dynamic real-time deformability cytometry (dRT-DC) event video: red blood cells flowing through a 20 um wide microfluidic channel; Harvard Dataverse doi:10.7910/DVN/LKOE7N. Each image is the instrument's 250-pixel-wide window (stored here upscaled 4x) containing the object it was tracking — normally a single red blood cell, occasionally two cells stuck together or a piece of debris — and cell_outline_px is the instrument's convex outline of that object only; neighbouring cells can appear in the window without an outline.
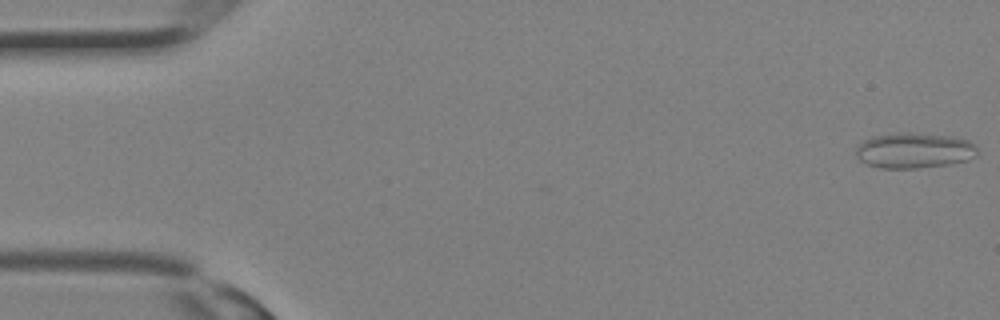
{"species": "Egyptian fruit bat (a non-hibernating species)", "species_latin": "Rousettus aegyptiacus", "temperature_condition": "room temperature", "stored_images_in_passage": 31, "camera_frame_rate_fps": 3000, "um_per_image_px": 0.085, "animal": {"sex": "female"}, "frame": {"image": 1, "passage_image": 1, "time_ms": 0.0, "image_size_px": [1000, 320], "cell_outline_px": [[980, 152], [976, 156], [968, 160], [948, 164], [916, 168], [880, 168], [868, 164], [860, 160], [856, 156], [856, 148], [860, 140], [872, 136], [896, 132], [912, 132], [952, 136], [968, 140], [976, 144]], "centroid_in_image_um": [77.71, 12.77], "position_along_channel_um": 7.3, "area_um2": 25.61}}
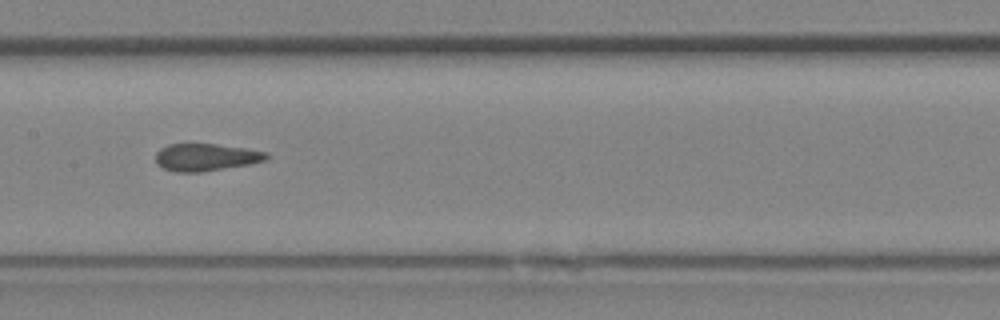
{"frame": {"image": 2, "passage_image": 16, "time_ms": 5.0, "image_size_px": [1000, 320], "cell_outline_px": [[268, 160], [248, 164], [200, 172], [176, 172], [164, 168], [156, 164], [156, 152], [160, 148], [168, 144], [216, 144], [244, 148], [268, 152]], "centroid_in_image_um": [17.49, 13.36], "position_along_channel_um": 189.9, "area_um2": 17.57}}
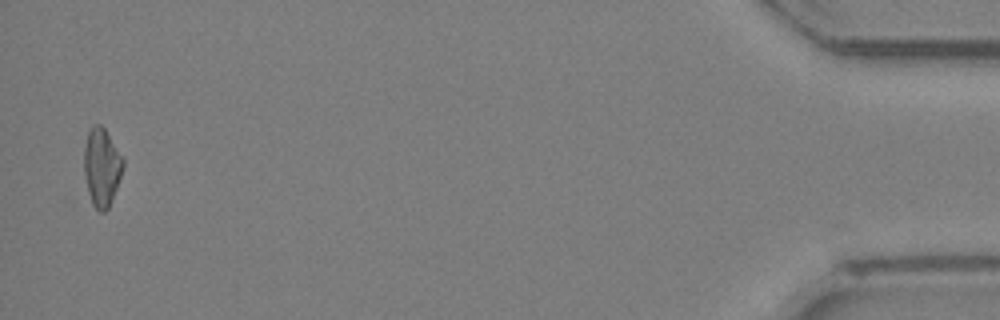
{"frame": {"image": 3, "passage_image": 31, "time_ms": 10.0, "image_size_px": [1000, 320], "cell_outline_px": [[124, 164], [116, 188], [108, 208], [104, 212], [100, 212], [92, 204], [88, 192], [84, 172], [84, 148], [88, 132], [96, 124], [100, 124], [104, 128], [124, 160]], "centroid_in_image_um": [8.63, 14.22], "position_along_channel_um": 426.6, "area_um2": 17.34}}